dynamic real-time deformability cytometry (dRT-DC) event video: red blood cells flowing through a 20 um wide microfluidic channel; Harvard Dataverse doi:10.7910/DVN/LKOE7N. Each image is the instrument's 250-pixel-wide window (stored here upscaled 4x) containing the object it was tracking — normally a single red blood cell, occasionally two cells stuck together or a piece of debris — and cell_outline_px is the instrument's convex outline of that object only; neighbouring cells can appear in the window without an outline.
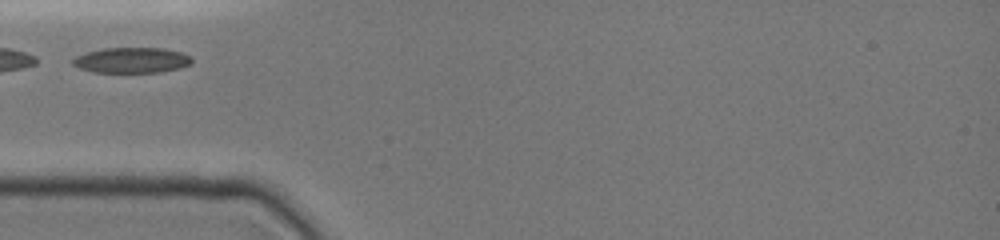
{"species": "common noctule bat (a hibernating species)", "species_latin": "Nyctalus noctula", "temperature_condition": "cold", "stored_images_in_passage": 23, "camera_frame_rate_fps": 3000, "um_per_image_px": 0.085, "animal": {"sex": "female", "body_mass_g": 19.0, "forearm_length_mm": 51.5}, "frame": {"image": 1, "passage_image": 1, "time_ms": 0.0, "image_size_px": [1000, 240], "cell_outline_px": [[192, 64], [180, 68], [160, 72], [92, 72], [80, 68], [72, 64], [72, 60], [76, 56], [88, 52], [104, 48], [164, 48], [180, 52], [192, 56]], "centroid_in_image_um": [11.23, 5.12], "position_along_channel_um": 73.8, "area_um2": 17.69}}
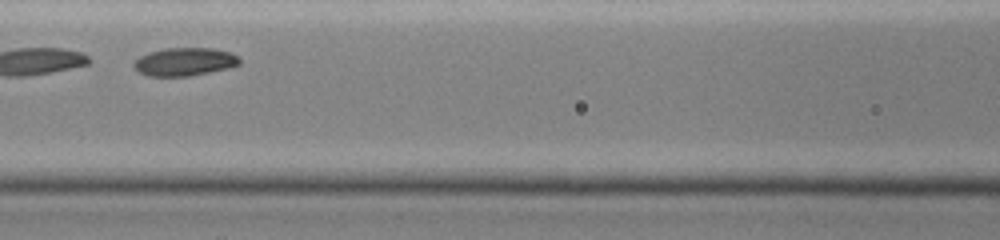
{"frame": {"image": 2, "passage_image": 8, "time_ms": 2.0, "image_size_px": [1000, 240], "cell_outline_px": [[240, 64], [232, 68], [188, 76], [148, 76], [140, 72], [132, 64], [140, 56], [148, 52], [164, 48], [212, 48], [232, 52], [240, 56]], "centroid_in_image_um": [15.75, 5.24], "position_along_channel_um": 150.8, "area_um2": 17.51}}
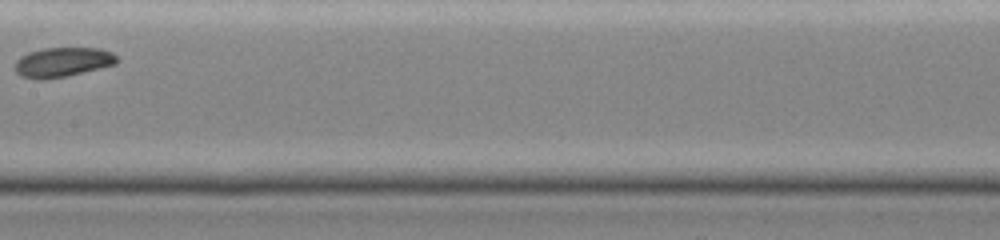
{"frame": {"image": 3, "passage_image": 11, "time_ms": 3.333, "image_size_px": [1000, 240], "cell_outline_px": [[116, 64], [64, 76], [44, 80], [36, 80], [20, 76], [16, 72], [16, 60], [20, 56], [28, 52], [44, 48], [96, 48], [112, 52], [116, 56]], "centroid_in_image_um": [5.26, 5.28], "position_along_channel_um": 202.1, "area_um2": 17.4}}